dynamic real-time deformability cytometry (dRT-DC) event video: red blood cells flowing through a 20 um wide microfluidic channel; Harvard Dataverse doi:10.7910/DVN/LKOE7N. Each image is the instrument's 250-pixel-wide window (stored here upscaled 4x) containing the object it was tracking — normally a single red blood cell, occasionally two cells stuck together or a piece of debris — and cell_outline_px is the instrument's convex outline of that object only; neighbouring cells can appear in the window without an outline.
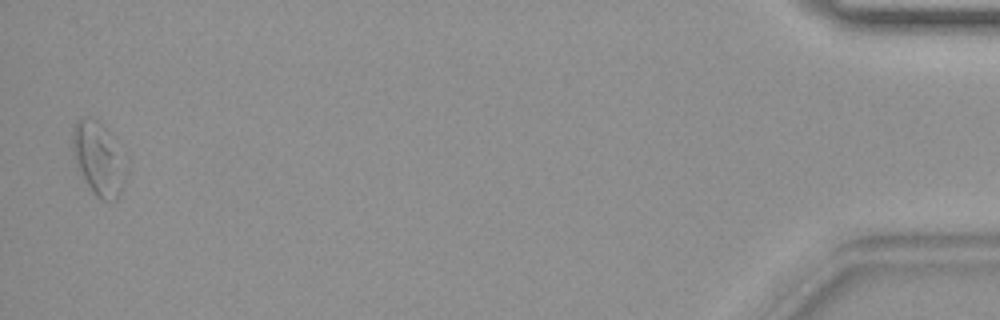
{"species": "common noctule bat (a hibernating species)", "species_latin": "Nyctalus noctula", "temperature_condition": "warm", "stored_images_in_passage": 32, "camera_frame_rate_fps": 3000, "um_per_image_px": 0.085, "animal": {"sex": "female", "body_mass_g": 19.9}, "frame": {"image": 1, "passage_image": 32, "time_ms": 10.333, "image_size_px": [1000, 320], "cell_outline_px": [[124, 180], [120, 192], [116, 200], [100, 200], [92, 192], [72, 160], [72, 128], [76, 120], [96, 120], [104, 128]], "centroid_in_image_um": [8.18, 13.57], "position_along_channel_um": 427.0, "area_um2": 20.58}}